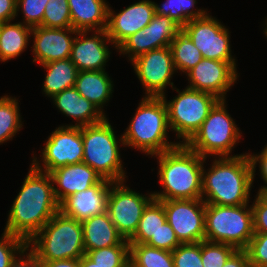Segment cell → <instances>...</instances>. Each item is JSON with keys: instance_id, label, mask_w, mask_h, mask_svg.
Instances as JSON below:
<instances>
[{"instance_id": "cell-1", "label": "cell", "mask_w": 267, "mask_h": 267, "mask_svg": "<svg viewBox=\"0 0 267 267\" xmlns=\"http://www.w3.org/2000/svg\"><path fill=\"white\" fill-rule=\"evenodd\" d=\"M58 212L59 203L50 174L31 165L8 213L4 230L28 242Z\"/></svg>"}, {"instance_id": "cell-2", "label": "cell", "mask_w": 267, "mask_h": 267, "mask_svg": "<svg viewBox=\"0 0 267 267\" xmlns=\"http://www.w3.org/2000/svg\"><path fill=\"white\" fill-rule=\"evenodd\" d=\"M214 158L211 168L207 169L208 172L203 165L202 200L204 203L225 206L249 204L254 181L249 153Z\"/></svg>"}, {"instance_id": "cell-3", "label": "cell", "mask_w": 267, "mask_h": 267, "mask_svg": "<svg viewBox=\"0 0 267 267\" xmlns=\"http://www.w3.org/2000/svg\"><path fill=\"white\" fill-rule=\"evenodd\" d=\"M159 162V182L162 192H153L159 201L172 199H202V170L205 159L186 144L153 155Z\"/></svg>"}, {"instance_id": "cell-4", "label": "cell", "mask_w": 267, "mask_h": 267, "mask_svg": "<svg viewBox=\"0 0 267 267\" xmlns=\"http://www.w3.org/2000/svg\"><path fill=\"white\" fill-rule=\"evenodd\" d=\"M168 129V110L163 97L145 96L122 135L124 146L153 157L180 144L168 142Z\"/></svg>"}, {"instance_id": "cell-5", "label": "cell", "mask_w": 267, "mask_h": 267, "mask_svg": "<svg viewBox=\"0 0 267 267\" xmlns=\"http://www.w3.org/2000/svg\"><path fill=\"white\" fill-rule=\"evenodd\" d=\"M27 245L43 262L80 259L85 254L80 221L56 213Z\"/></svg>"}, {"instance_id": "cell-6", "label": "cell", "mask_w": 267, "mask_h": 267, "mask_svg": "<svg viewBox=\"0 0 267 267\" xmlns=\"http://www.w3.org/2000/svg\"><path fill=\"white\" fill-rule=\"evenodd\" d=\"M105 117L101 122L82 126L83 161L102 178L113 182L125 181L118 143L124 145ZM120 141V142H119Z\"/></svg>"}, {"instance_id": "cell-7", "label": "cell", "mask_w": 267, "mask_h": 267, "mask_svg": "<svg viewBox=\"0 0 267 267\" xmlns=\"http://www.w3.org/2000/svg\"><path fill=\"white\" fill-rule=\"evenodd\" d=\"M254 235L251 206L206 204L205 240L245 250Z\"/></svg>"}, {"instance_id": "cell-8", "label": "cell", "mask_w": 267, "mask_h": 267, "mask_svg": "<svg viewBox=\"0 0 267 267\" xmlns=\"http://www.w3.org/2000/svg\"><path fill=\"white\" fill-rule=\"evenodd\" d=\"M226 101L219 100L210 110L200 129L186 143L201 157L208 155L231 157V152L238 143L241 132L226 108Z\"/></svg>"}, {"instance_id": "cell-9", "label": "cell", "mask_w": 267, "mask_h": 267, "mask_svg": "<svg viewBox=\"0 0 267 267\" xmlns=\"http://www.w3.org/2000/svg\"><path fill=\"white\" fill-rule=\"evenodd\" d=\"M178 95L172 100L163 99L168 110L170 130L177 133L181 144H186L200 129L210 110L220 100L213 94L186 87L182 92L176 89Z\"/></svg>"}, {"instance_id": "cell-10", "label": "cell", "mask_w": 267, "mask_h": 267, "mask_svg": "<svg viewBox=\"0 0 267 267\" xmlns=\"http://www.w3.org/2000/svg\"><path fill=\"white\" fill-rule=\"evenodd\" d=\"M125 181L113 182L107 200V212L119 234L129 240L135 233L146 206L154 199L133 191Z\"/></svg>"}, {"instance_id": "cell-11", "label": "cell", "mask_w": 267, "mask_h": 267, "mask_svg": "<svg viewBox=\"0 0 267 267\" xmlns=\"http://www.w3.org/2000/svg\"><path fill=\"white\" fill-rule=\"evenodd\" d=\"M32 165L47 173L71 164L83 161L82 126H59L48 136L42 151L41 163L33 156Z\"/></svg>"}, {"instance_id": "cell-12", "label": "cell", "mask_w": 267, "mask_h": 267, "mask_svg": "<svg viewBox=\"0 0 267 267\" xmlns=\"http://www.w3.org/2000/svg\"><path fill=\"white\" fill-rule=\"evenodd\" d=\"M181 30L201 51L203 58L236 62L231 55L229 30L209 13L187 22Z\"/></svg>"}, {"instance_id": "cell-13", "label": "cell", "mask_w": 267, "mask_h": 267, "mask_svg": "<svg viewBox=\"0 0 267 267\" xmlns=\"http://www.w3.org/2000/svg\"><path fill=\"white\" fill-rule=\"evenodd\" d=\"M167 222L181 243L205 240V208L202 199H172L161 201Z\"/></svg>"}, {"instance_id": "cell-14", "label": "cell", "mask_w": 267, "mask_h": 267, "mask_svg": "<svg viewBox=\"0 0 267 267\" xmlns=\"http://www.w3.org/2000/svg\"><path fill=\"white\" fill-rule=\"evenodd\" d=\"M134 71L146 90L145 96L162 97L166 87L170 85L176 72L170 46L158 48L144 53L131 61Z\"/></svg>"}, {"instance_id": "cell-15", "label": "cell", "mask_w": 267, "mask_h": 267, "mask_svg": "<svg viewBox=\"0 0 267 267\" xmlns=\"http://www.w3.org/2000/svg\"><path fill=\"white\" fill-rule=\"evenodd\" d=\"M181 27L171 18L154 14L150 23L128 37L118 48L120 54H128L129 60L158 48L170 46Z\"/></svg>"}, {"instance_id": "cell-16", "label": "cell", "mask_w": 267, "mask_h": 267, "mask_svg": "<svg viewBox=\"0 0 267 267\" xmlns=\"http://www.w3.org/2000/svg\"><path fill=\"white\" fill-rule=\"evenodd\" d=\"M186 76L190 83L188 88L213 94L220 100L226 99L228 90L239 77L235 62L205 58L198 62Z\"/></svg>"}, {"instance_id": "cell-17", "label": "cell", "mask_w": 267, "mask_h": 267, "mask_svg": "<svg viewBox=\"0 0 267 267\" xmlns=\"http://www.w3.org/2000/svg\"><path fill=\"white\" fill-rule=\"evenodd\" d=\"M108 7L107 36L117 49L128 37L147 26L155 14L154 1L142 0L118 13Z\"/></svg>"}, {"instance_id": "cell-18", "label": "cell", "mask_w": 267, "mask_h": 267, "mask_svg": "<svg viewBox=\"0 0 267 267\" xmlns=\"http://www.w3.org/2000/svg\"><path fill=\"white\" fill-rule=\"evenodd\" d=\"M89 32L78 31L73 40L70 60L78 71H103L111 53L107 43H113L106 30H94V34L88 37Z\"/></svg>"}, {"instance_id": "cell-19", "label": "cell", "mask_w": 267, "mask_h": 267, "mask_svg": "<svg viewBox=\"0 0 267 267\" xmlns=\"http://www.w3.org/2000/svg\"><path fill=\"white\" fill-rule=\"evenodd\" d=\"M77 30L69 28H48L37 26L32 28L31 35L34 39L32 46L33 62L40 65L51 61L68 59ZM70 34H75L72 37ZM70 35V36H69Z\"/></svg>"}, {"instance_id": "cell-20", "label": "cell", "mask_w": 267, "mask_h": 267, "mask_svg": "<svg viewBox=\"0 0 267 267\" xmlns=\"http://www.w3.org/2000/svg\"><path fill=\"white\" fill-rule=\"evenodd\" d=\"M112 183L103 178L85 191L69 195L59 203V212L80 222L106 212Z\"/></svg>"}, {"instance_id": "cell-21", "label": "cell", "mask_w": 267, "mask_h": 267, "mask_svg": "<svg viewBox=\"0 0 267 267\" xmlns=\"http://www.w3.org/2000/svg\"><path fill=\"white\" fill-rule=\"evenodd\" d=\"M58 203L75 192H82L99 183L103 178L84 162L59 167L49 173Z\"/></svg>"}, {"instance_id": "cell-22", "label": "cell", "mask_w": 267, "mask_h": 267, "mask_svg": "<svg viewBox=\"0 0 267 267\" xmlns=\"http://www.w3.org/2000/svg\"><path fill=\"white\" fill-rule=\"evenodd\" d=\"M85 253L114 245H130L117 231L108 212L81 222Z\"/></svg>"}, {"instance_id": "cell-23", "label": "cell", "mask_w": 267, "mask_h": 267, "mask_svg": "<svg viewBox=\"0 0 267 267\" xmlns=\"http://www.w3.org/2000/svg\"><path fill=\"white\" fill-rule=\"evenodd\" d=\"M52 100L59 111L77 121L75 126L96 124L106 117L93 103L82 97L74 87L57 93Z\"/></svg>"}, {"instance_id": "cell-24", "label": "cell", "mask_w": 267, "mask_h": 267, "mask_svg": "<svg viewBox=\"0 0 267 267\" xmlns=\"http://www.w3.org/2000/svg\"><path fill=\"white\" fill-rule=\"evenodd\" d=\"M68 4L73 29L106 30L109 4L105 0H68Z\"/></svg>"}, {"instance_id": "cell-25", "label": "cell", "mask_w": 267, "mask_h": 267, "mask_svg": "<svg viewBox=\"0 0 267 267\" xmlns=\"http://www.w3.org/2000/svg\"><path fill=\"white\" fill-rule=\"evenodd\" d=\"M74 88L105 115L103 106L113 92V82L105 70L78 71Z\"/></svg>"}, {"instance_id": "cell-26", "label": "cell", "mask_w": 267, "mask_h": 267, "mask_svg": "<svg viewBox=\"0 0 267 267\" xmlns=\"http://www.w3.org/2000/svg\"><path fill=\"white\" fill-rule=\"evenodd\" d=\"M32 28L22 22H0V61L15 59L25 51Z\"/></svg>"}, {"instance_id": "cell-27", "label": "cell", "mask_w": 267, "mask_h": 267, "mask_svg": "<svg viewBox=\"0 0 267 267\" xmlns=\"http://www.w3.org/2000/svg\"><path fill=\"white\" fill-rule=\"evenodd\" d=\"M41 66L47 71L43 91L48 97L52 98L57 93L75 86L78 70L70 58L51 61Z\"/></svg>"}, {"instance_id": "cell-28", "label": "cell", "mask_w": 267, "mask_h": 267, "mask_svg": "<svg viewBox=\"0 0 267 267\" xmlns=\"http://www.w3.org/2000/svg\"><path fill=\"white\" fill-rule=\"evenodd\" d=\"M167 221L163 203L153 199L145 208L134 235L129 243L146 244Z\"/></svg>"}, {"instance_id": "cell-29", "label": "cell", "mask_w": 267, "mask_h": 267, "mask_svg": "<svg viewBox=\"0 0 267 267\" xmlns=\"http://www.w3.org/2000/svg\"><path fill=\"white\" fill-rule=\"evenodd\" d=\"M129 244L130 267H174L171 251L146 244Z\"/></svg>"}, {"instance_id": "cell-30", "label": "cell", "mask_w": 267, "mask_h": 267, "mask_svg": "<svg viewBox=\"0 0 267 267\" xmlns=\"http://www.w3.org/2000/svg\"><path fill=\"white\" fill-rule=\"evenodd\" d=\"M176 70L188 73L203 57L191 39L181 30L170 43Z\"/></svg>"}, {"instance_id": "cell-31", "label": "cell", "mask_w": 267, "mask_h": 267, "mask_svg": "<svg viewBox=\"0 0 267 267\" xmlns=\"http://www.w3.org/2000/svg\"><path fill=\"white\" fill-rule=\"evenodd\" d=\"M196 3V0H167L161 5L154 2L155 14L171 18L182 28L187 22L207 14L203 9L192 10Z\"/></svg>"}, {"instance_id": "cell-32", "label": "cell", "mask_w": 267, "mask_h": 267, "mask_svg": "<svg viewBox=\"0 0 267 267\" xmlns=\"http://www.w3.org/2000/svg\"><path fill=\"white\" fill-rule=\"evenodd\" d=\"M18 100L7 95L0 97V144L11 140L22 129Z\"/></svg>"}, {"instance_id": "cell-33", "label": "cell", "mask_w": 267, "mask_h": 267, "mask_svg": "<svg viewBox=\"0 0 267 267\" xmlns=\"http://www.w3.org/2000/svg\"><path fill=\"white\" fill-rule=\"evenodd\" d=\"M85 255L99 267H130L129 245H114L88 251Z\"/></svg>"}, {"instance_id": "cell-34", "label": "cell", "mask_w": 267, "mask_h": 267, "mask_svg": "<svg viewBox=\"0 0 267 267\" xmlns=\"http://www.w3.org/2000/svg\"><path fill=\"white\" fill-rule=\"evenodd\" d=\"M42 26L48 28L72 27L68 0H49L44 10Z\"/></svg>"}, {"instance_id": "cell-35", "label": "cell", "mask_w": 267, "mask_h": 267, "mask_svg": "<svg viewBox=\"0 0 267 267\" xmlns=\"http://www.w3.org/2000/svg\"><path fill=\"white\" fill-rule=\"evenodd\" d=\"M237 249L229 244L201 241V260L203 267H223L227 259Z\"/></svg>"}, {"instance_id": "cell-36", "label": "cell", "mask_w": 267, "mask_h": 267, "mask_svg": "<svg viewBox=\"0 0 267 267\" xmlns=\"http://www.w3.org/2000/svg\"><path fill=\"white\" fill-rule=\"evenodd\" d=\"M174 267H203L201 242L181 243L172 251Z\"/></svg>"}, {"instance_id": "cell-37", "label": "cell", "mask_w": 267, "mask_h": 267, "mask_svg": "<svg viewBox=\"0 0 267 267\" xmlns=\"http://www.w3.org/2000/svg\"><path fill=\"white\" fill-rule=\"evenodd\" d=\"M48 1L49 0H17V15L20 9L24 15L22 23L31 28L42 26L43 14Z\"/></svg>"}, {"instance_id": "cell-38", "label": "cell", "mask_w": 267, "mask_h": 267, "mask_svg": "<svg viewBox=\"0 0 267 267\" xmlns=\"http://www.w3.org/2000/svg\"><path fill=\"white\" fill-rule=\"evenodd\" d=\"M27 246V242L4 230L0 238V267H9L11 261Z\"/></svg>"}, {"instance_id": "cell-39", "label": "cell", "mask_w": 267, "mask_h": 267, "mask_svg": "<svg viewBox=\"0 0 267 267\" xmlns=\"http://www.w3.org/2000/svg\"><path fill=\"white\" fill-rule=\"evenodd\" d=\"M245 250L251 267H267V233L254 232Z\"/></svg>"}, {"instance_id": "cell-40", "label": "cell", "mask_w": 267, "mask_h": 267, "mask_svg": "<svg viewBox=\"0 0 267 267\" xmlns=\"http://www.w3.org/2000/svg\"><path fill=\"white\" fill-rule=\"evenodd\" d=\"M180 244L181 242L167 221L161 226L155 236H152L146 243L148 246L171 252Z\"/></svg>"}, {"instance_id": "cell-41", "label": "cell", "mask_w": 267, "mask_h": 267, "mask_svg": "<svg viewBox=\"0 0 267 267\" xmlns=\"http://www.w3.org/2000/svg\"><path fill=\"white\" fill-rule=\"evenodd\" d=\"M257 197V198H256ZM251 205L254 232L267 233V191H258Z\"/></svg>"}, {"instance_id": "cell-42", "label": "cell", "mask_w": 267, "mask_h": 267, "mask_svg": "<svg viewBox=\"0 0 267 267\" xmlns=\"http://www.w3.org/2000/svg\"><path fill=\"white\" fill-rule=\"evenodd\" d=\"M19 255L18 257L16 255L9 267H45V263L37 257L32 249H29L28 245L20 251Z\"/></svg>"}, {"instance_id": "cell-43", "label": "cell", "mask_w": 267, "mask_h": 267, "mask_svg": "<svg viewBox=\"0 0 267 267\" xmlns=\"http://www.w3.org/2000/svg\"><path fill=\"white\" fill-rule=\"evenodd\" d=\"M249 157H250L252 167H253V177H255L256 165H258V163H259V168H260L259 171L261 174V178L263 179V181L267 185V144H266L265 148H263V150L261 151V154L257 155L254 153L253 154L249 153ZM266 185L261 186L259 191H267Z\"/></svg>"}, {"instance_id": "cell-44", "label": "cell", "mask_w": 267, "mask_h": 267, "mask_svg": "<svg viewBox=\"0 0 267 267\" xmlns=\"http://www.w3.org/2000/svg\"><path fill=\"white\" fill-rule=\"evenodd\" d=\"M17 0H0V22H11L17 17Z\"/></svg>"}, {"instance_id": "cell-45", "label": "cell", "mask_w": 267, "mask_h": 267, "mask_svg": "<svg viewBox=\"0 0 267 267\" xmlns=\"http://www.w3.org/2000/svg\"><path fill=\"white\" fill-rule=\"evenodd\" d=\"M223 267H251L246 250H236L225 262Z\"/></svg>"}, {"instance_id": "cell-46", "label": "cell", "mask_w": 267, "mask_h": 267, "mask_svg": "<svg viewBox=\"0 0 267 267\" xmlns=\"http://www.w3.org/2000/svg\"><path fill=\"white\" fill-rule=\"evenodd\" d=\"M45 267H80V259H63L44 262Z\"/></svg>"}, {"instance_id": "cell-47", "label": "cell", "mask_w": 267, "mask_h": 267, "mask_svg": "<svg viewBox=\"0 0 267 267\" xmlns=\"http://www.w3.org/2000/svg\"><path fill=\"white\" fill-rule=\"evenodd\" d=\"M80 267H99L85 254L80 258Z\"/></svg>"}, {"instance_id": "cell-48", "label": "cell", "mask_w": 267, "mask_h": 267, "mask_svg": "<svg viewBox=\"0 0 267 267\" xmlns=\"http://www.w3.org/2000/svg\"><path fill=\"white\" fill-rule=\"evenodd\" d=\"M265 24H266V27H265V29H264L263 32H264V34H265V36H266V38H267V19H266V23H265Z\"/></svg>"}]
</instances>
